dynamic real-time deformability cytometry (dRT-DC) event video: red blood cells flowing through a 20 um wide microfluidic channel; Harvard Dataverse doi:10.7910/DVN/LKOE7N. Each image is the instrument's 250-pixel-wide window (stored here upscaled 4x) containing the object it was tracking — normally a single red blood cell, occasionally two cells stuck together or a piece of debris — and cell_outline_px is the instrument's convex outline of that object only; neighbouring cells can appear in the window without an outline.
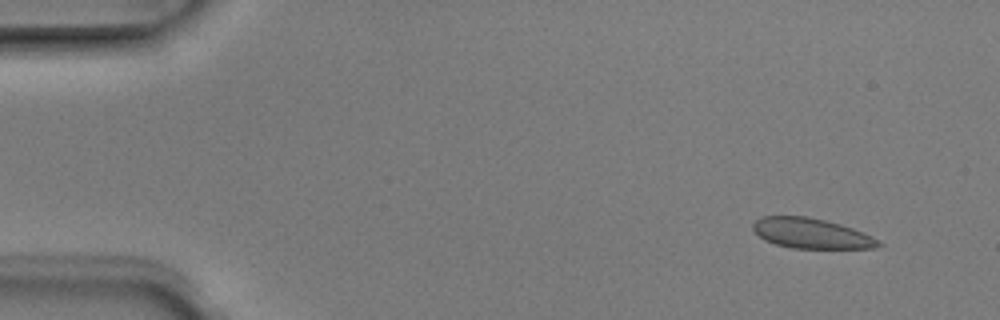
{"species": "Egyptian fruit bat (a non-hibernating species)", "species_latin": "Rousettus aegyptiacus", "temperature_condition": "room temperature", "stored_images_in_passage": 5, "camera_frame_rate_fps": 3000, "um_per_image_px": 0.085, "animal": {"sex": "male"}, "frame": {"image": 1, "passage_image": 2, "time_ms": 0.333, "image_size_px": [1000, 320], "cell_outline_px": [[884, 244], [876, 248], [792, 248], [776, 244], [764, 240], [752, 228], [752, 224], [760, 216], [808, 216], [840, 224], [852, 228], [872, 236]], "centroid_in_image_um": [68.95, 19.83], "position_along_channel_um": 16.0, "area_um2": 22.02}}
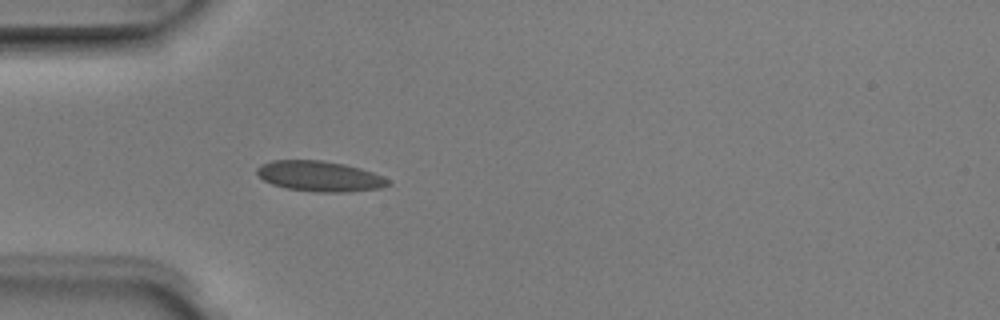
{"frame": {"image": 2, "passage_image": 5, "time_ms": 1.333, "image_size_px": [1000, 320], "cell_outline_px": [[392, 184], [380, 188], [348, 192], [316, 192], [288, 188], [272, 184], [264, 180], [256, 172], [256, 168], [260, 164], [272, 160], [324, 160], [344, 164], [360, 168], [372, 172], [388, 180]], "centroid_in_image_um": [27.15, 14.97], "position_along_channel_um": 57.8, "area_um2": 23.18}}